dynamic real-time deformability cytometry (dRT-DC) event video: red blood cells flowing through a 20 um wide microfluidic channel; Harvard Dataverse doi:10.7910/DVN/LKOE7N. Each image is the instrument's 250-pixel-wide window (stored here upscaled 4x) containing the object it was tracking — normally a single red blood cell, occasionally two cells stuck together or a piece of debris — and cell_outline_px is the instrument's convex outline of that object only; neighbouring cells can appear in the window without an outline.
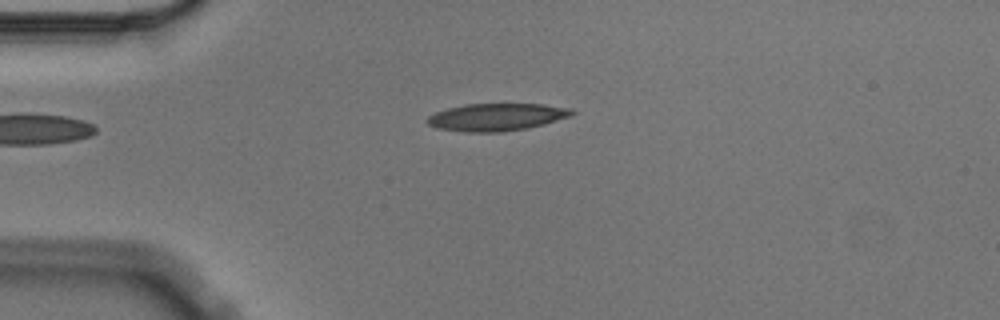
{"species": "Egyptian fruit bat (a non-hibernating species)", "species_latin": "Rousettus aegyptiacus", "temperature_condition": "cold", "stored_images_in_passage": 4, "camera_frame_rate_fps": 3000, "um_per_image_px": 0.085, "animal": {"sex": "male"}, "frame": {"image": 1, "passage_image": 4, "time_ms": 1.0, "image_size_px": [1000, 320], "cell_outline_px": [[576, 112], [572, 116], [544, 124], [528, 128], [500, 132], [464, 132], [436, 128], [428, 124], [424, 120], [428, 116], [436, 112], [448, 108], [464, 104], [544, 104], [572, 108]], "centroid_in_image_um": [42.22, 9.95], "position_along_channel_um": 42.8, "area_um2": 23.35}}